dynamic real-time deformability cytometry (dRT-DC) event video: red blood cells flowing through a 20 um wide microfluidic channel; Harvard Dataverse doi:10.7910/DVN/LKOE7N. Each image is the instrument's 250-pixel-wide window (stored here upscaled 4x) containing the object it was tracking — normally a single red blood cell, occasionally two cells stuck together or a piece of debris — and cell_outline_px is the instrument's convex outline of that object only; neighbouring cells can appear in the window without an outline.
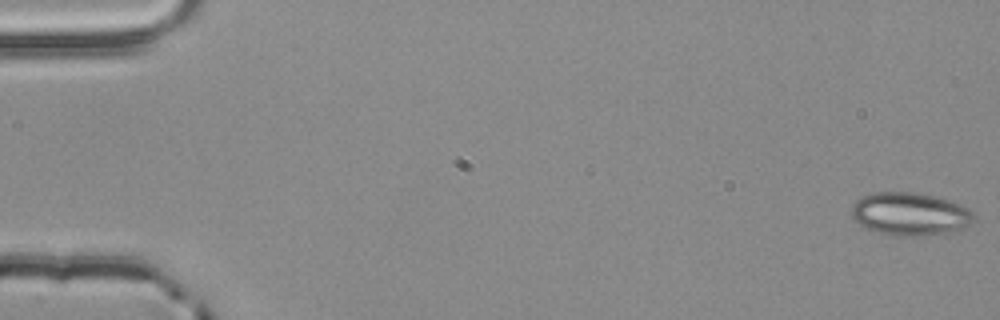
{"species": "common noctule bat (a hibernating species)", "species_latin": "Nyctalus noctula", "temperature_condition": "room temperature", "stored_images_in_passage": 55, "camera_frame_rate_fps": 3000, "um_per_image_px": 0.085, "animal": {"sex": "male", "body_mass_g": 20.4}, "frame": {"image": 1, "passage_image": 1, "time_ms": 0.0, "image_size_px": [1000, 320], "cell_outline_px": [[976, 220], [964, 228], [924, 236], [896, 236], [876, 232], [860, 224], [852, 216], [852, 204], [856, 200], [872, 192], [916, 192], [936, 196], [960, 204], [968, 208], [976, 216]], "centroid_in_image_um": [77.37, 18.18], "position_along_channel_um": 7.6, "area_um2": 30.69}}
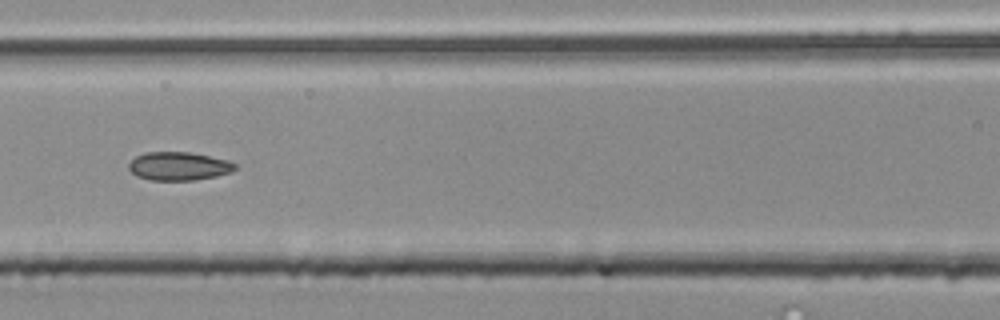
{"frame": {"image": 2, "passage_image": 25, "time_ms": 8.0, "image_size_px": [1000, 320], "cell_outline_px": [[236, 168], [228, 172], [216, 176], [196, 180], [148, 180], [136, 176], [128, 168], [128, 164], [136, 156], [144, 152], [192, 152], [228, 160], [236, 164]], "centroid_in_image_um": [15.16, 14.12], "position_along_channel_um": 151.4, "area_um2": 17.63}}
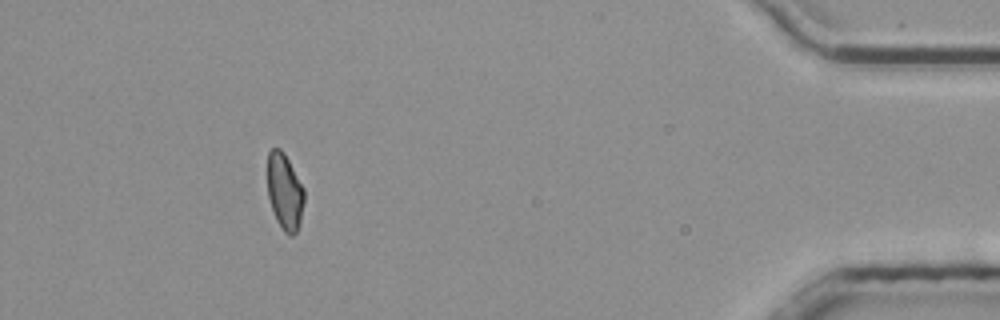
{"frame": {"image": 3, "passage_image": 50, "time_ms": 16.333, "image_size_px": [1000, 320], "cell_outline_px": [[304, 204], [300, 224], [296, 232], [292, 236], [288, 236], [284, 232], [276, 220], [268, 196], [268, 152], [272, 148], [280, 148], [284, 152], [304, 188]], "centroid_in_image_um": [24.21, 16.31], "position_along_channel_um": 411.0, "area_um2": 16.42}, "authors_computed_cell_mechanics": {"area_um2": 17.4556, "velocity_mm_per_s": 3.8688, "shape_relaxation_time_tau1_ms": null, "shape_relaxation_time_tau2_ms": 1.8423, "deformation_change_tau1": null, "deformation_change_tau2": 0.0748}}